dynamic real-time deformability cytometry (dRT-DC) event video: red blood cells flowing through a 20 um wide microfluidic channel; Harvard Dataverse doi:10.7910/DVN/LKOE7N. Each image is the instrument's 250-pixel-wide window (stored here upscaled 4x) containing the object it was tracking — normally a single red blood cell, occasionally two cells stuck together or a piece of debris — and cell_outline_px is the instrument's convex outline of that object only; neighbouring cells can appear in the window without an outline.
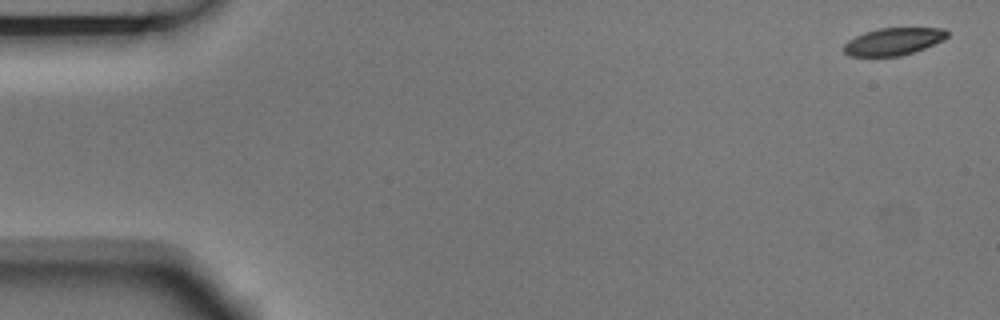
{"species": "Egyptian fruit bat (a non-hibernating species)", "species_latin": "Rousettus aegyptiacus", "temperature_condition": "room temperature", "stored_images_in_passage": 4, "camera_frame_rate_fps": 3000, "um_per_image_px": 0.085, "animal": {"sex": "male"}, "frame": {"image": 1, "passage_image": 1, "time_ms": 0.0, "image_size_px": [1000, 320], "cell_outline_px": [[948, 36], [944, 40], [924, 48], [900, 56], [848, 56], [844, 52], [844, 44], [848, 40], [864, 32], [880, 28], [944, 28], [948, 32]], "centroid_in_image_um": [75.94, 3.52], "position_along_channel_um": 9.1, "area_um2": 16.42}}
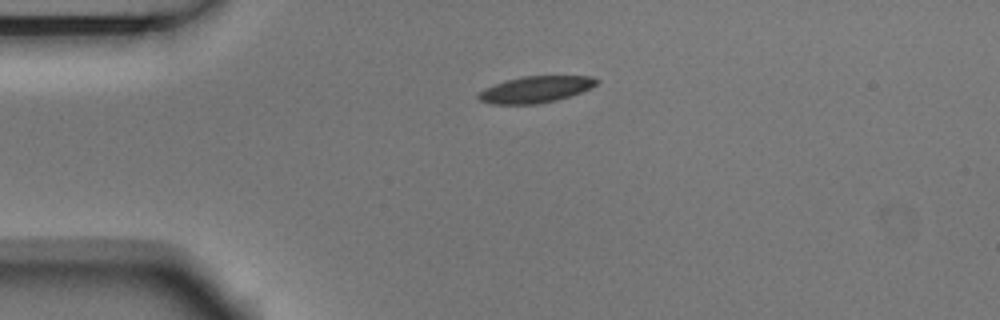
{"frame": {"image": 2, "passage_image": 4, "time_ms": 1.0, "image_size_px": [1000, 320], "cell_outline_px": [[600, 80], [596, 84], [580, 92], [556, 100], [536, 104], [488, 104], [480, 100], [476, 96], [484, 88], [504, 80], [524, 76], [592, 76]], "centroid_in_image_um": [45.47, 7.6], "position_along_channel_um": 39.5, "area_um2": 18.15}}